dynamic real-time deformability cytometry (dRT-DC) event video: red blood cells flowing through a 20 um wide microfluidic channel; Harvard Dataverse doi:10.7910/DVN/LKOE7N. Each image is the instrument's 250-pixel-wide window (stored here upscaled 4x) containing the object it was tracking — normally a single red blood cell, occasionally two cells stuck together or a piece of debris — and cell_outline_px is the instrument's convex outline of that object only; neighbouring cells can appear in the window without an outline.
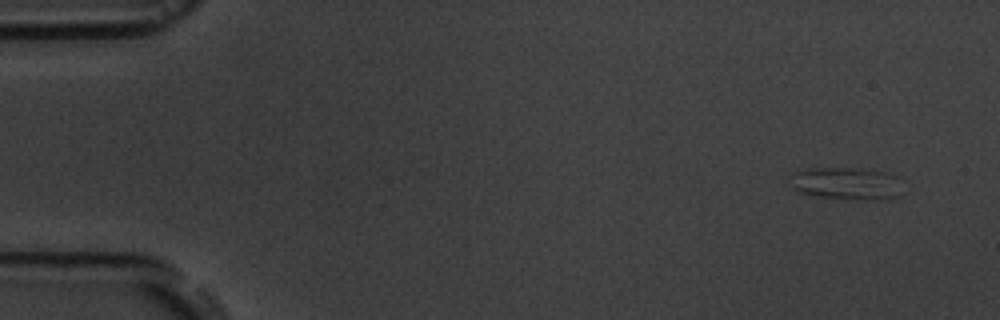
{"species": "common noctule bat (a hibernating species)", "species_latin": "Nyctalus noctula", "temperature_condition": "room temperature", "stored_images_in_passage": 5, "camera_frame_rate_fps": 3000, "um_per_image_px": 0.085, "animal": {"sex": "male", "body_mass_g": 19.5, "forearm_length_mm": 54.6}, "frame": {"image": 1, "passage_image": 1, "time_ms": 0.0, "image_size_px": [1000, 320], "cell_outline_px": [[896, 196], [876, 200], [860, 200], [820, 196], [800, 192], [796, 188], [788, 176], [804, 168], [864, 168], [884, 172], [896, 176]], "centroid_in_image_um": [71.87, 15.57], "position_along_channel_um": 13.1, "area_um2": 20.63}}
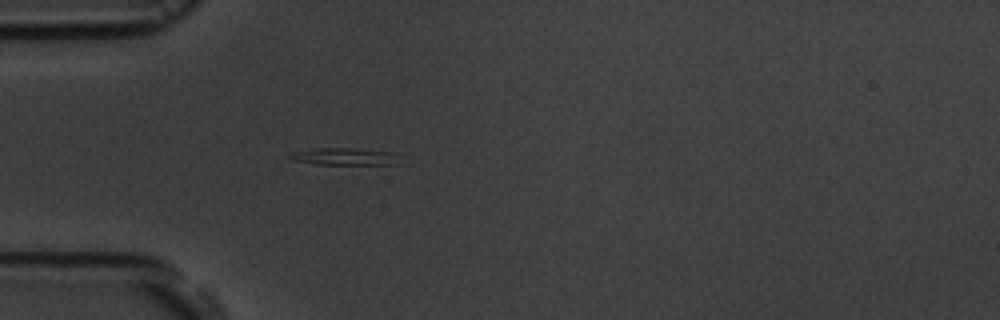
{"frame": {"image": 2, "passage_image": 5, "time_ms": 4.333, "image_size_px": [1000, 320], "cell_outline_px": [[400, 164], [320, 164], [292, 160], [288, 156], [288, 152], [312, 148], [352, 148], [392, 152]], "centroid_in_image_um": [29.18, 13.29], "position_along_channel_um": 55.8, "area_um2": 10.87}}